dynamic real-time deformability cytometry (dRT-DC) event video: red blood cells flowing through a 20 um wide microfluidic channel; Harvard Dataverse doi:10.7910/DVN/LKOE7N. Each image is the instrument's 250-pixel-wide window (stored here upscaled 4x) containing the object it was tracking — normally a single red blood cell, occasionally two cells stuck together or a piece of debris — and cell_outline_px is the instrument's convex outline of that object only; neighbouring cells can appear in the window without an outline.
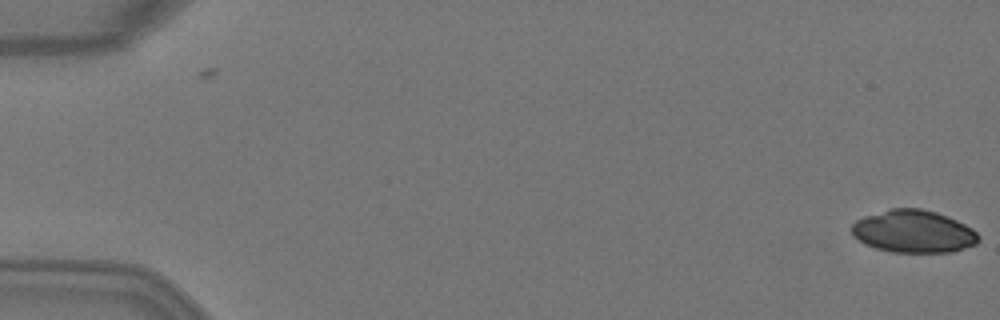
{"species": "Egyptian fruit bat (a non-hibernating species)", "species_latin": "Rousettus aegyptiacus", "temperature_condition": "warm", "stored_images_in_passage": 5, "camera_frame_rate_fps": 3000, "um_per_image_px": 0.085, "animal": {"sex": "female"}, "frame": {"image": 1, "passage_image": 1, "time_ms": 0.0, "image_size_px": [1000, 320], "cell_outline_px": [[980, 240], [976, 244], [952, 252], [892, 252], [876, 248], [864, 244], [852, 236], [852, 224], [856, 220], [864, 216], [892, 208], [920, 208], [936, 212], [948, 216], [972, 228], [980, 236]], "centroid_in_image_um": [77.64, 19.67], "position_along_channel_um": 7.4, "area_um2": 31.56}}